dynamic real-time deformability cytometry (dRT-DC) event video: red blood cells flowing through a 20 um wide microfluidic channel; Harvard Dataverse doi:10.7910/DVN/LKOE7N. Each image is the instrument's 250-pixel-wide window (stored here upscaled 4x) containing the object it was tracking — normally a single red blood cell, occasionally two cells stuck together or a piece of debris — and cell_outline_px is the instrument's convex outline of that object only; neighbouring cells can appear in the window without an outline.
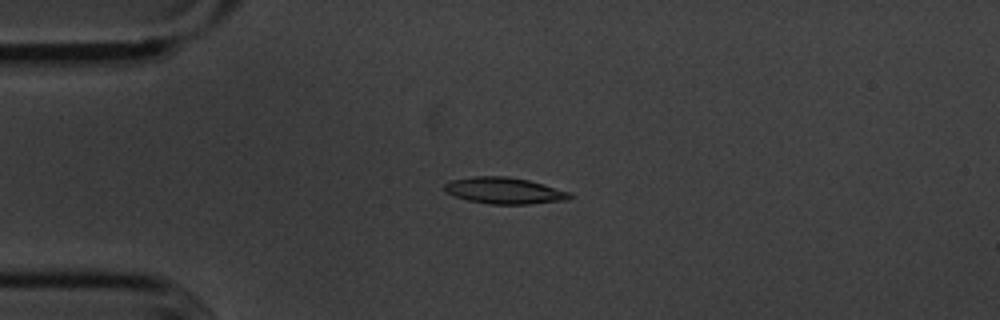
{"species": "common noctule bat (a hibernating species)", "species_latin": "Nyctalus noctula", "temperature_condition": "cold", "stored_images_in_passage": 56, "camera_frame_rate_fps": 3000, "um_per_image_px": 0.085, "animal": {"sex": "male", "body_mass_g": 20.1, "forearm_length_mm": 53.5}, "frame": {"image": 1, "passage_image": 14, "time_ms": 4.333, "image_size_px": [1000, 320], "cell_outline_px": [[572, 196], [568, 200], [528, 204], [492, 204], [468, 200], [444, 192], [444, 184], [452, 180], [472, 176], [508, 176], [528, 180], [544, 184], [572, 192]], "centroid_in_image_um": [42.89, 16.2], "position_along_channel_um": 42.1, "area_um2": 19.36}}
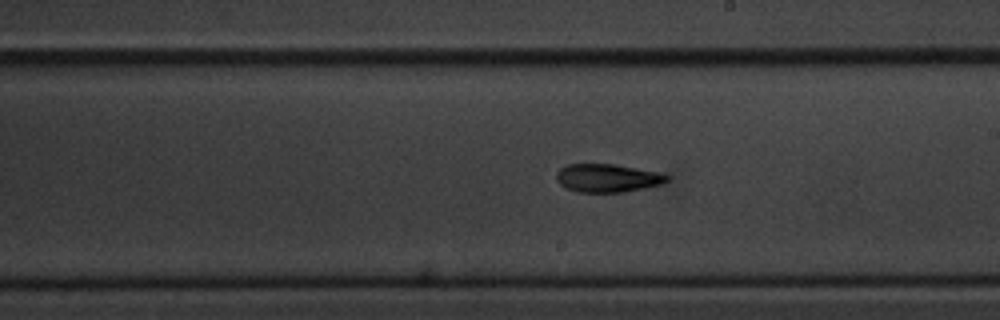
{"frame": {"image": 2, "passage_image": 32, "time_ms": 10.333, "image_size_px": [1000, 320], "cell_outline_px": [[668, 180], [660, 184], [644, 188], [624, 192], [576, 192], [564, 188], [556, 180], [556, 172], [560, 168], [568, 164], [616, 164], [656, 172], [668, 176]], "centroid_in_image_um": [51.56, 15.14], "position_along_channel_um": 237.4, "area_um2": 18.15}}
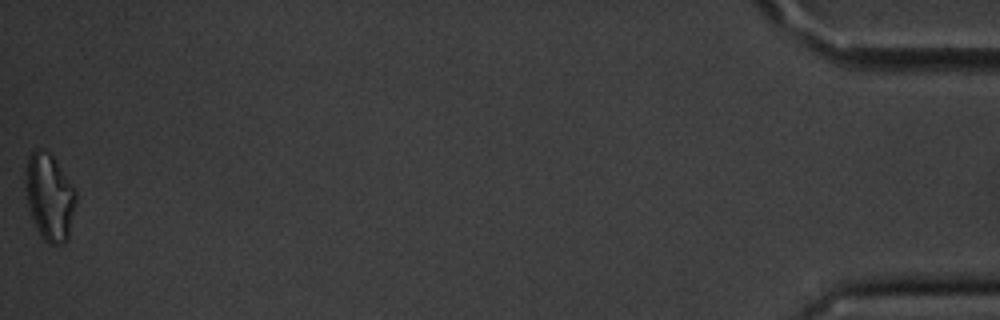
{"frame": {"image": 3, "passage_image": 56, "time_ms": 18.333, "image_size_px": [1000, 320], "cell_outline_px": [[76, 204], [68, 240], [64, 244], [48, 244], [40, 236], [36, 228], [28, 204], [24, 184], [24, 168], [28, 156], [32, 148], [40, 148], [48, 152], [52, 156], [76, 192]], "centroid_in_image_um": [4.18, 16.74], "position_along_channel_um": 431.0, "area_um2": 25.78}, "authors_computed_cell_mechanics": {"area_um2": 18.3226, "velocity_mm_per_s": 3.6107, "shape_relaxation_time_tau1_ms": 4.9798, "shape_relaxation_time_tau2_ms": 4.4761, "deformation_change_tau1": 0.1552, "deformation_change_tau2": 0.1204}}